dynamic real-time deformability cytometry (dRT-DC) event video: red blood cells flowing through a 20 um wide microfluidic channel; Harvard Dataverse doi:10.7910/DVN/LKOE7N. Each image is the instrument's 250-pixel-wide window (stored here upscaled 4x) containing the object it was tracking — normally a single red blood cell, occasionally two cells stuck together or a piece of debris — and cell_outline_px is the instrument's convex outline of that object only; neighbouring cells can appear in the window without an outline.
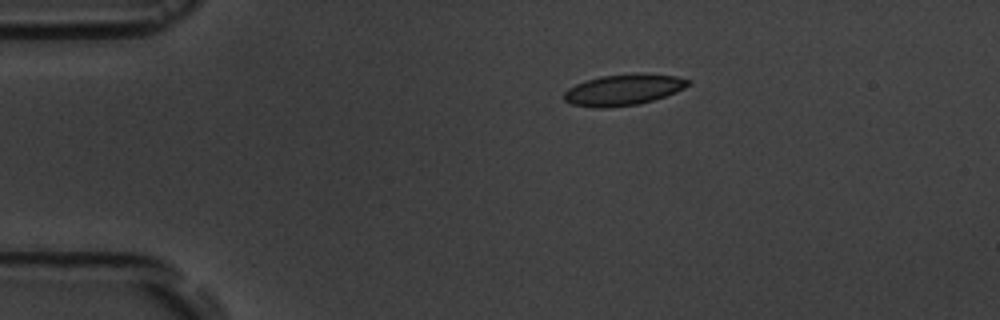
{"species": "common noctule bat (a hibernating species)", "species_latin": "Nyctalus noctula", "temperature_condition": "room temperature", "stored_images_in_passage": 14, "camera_frame_rate_fps": 3000, "um_per_image_px": 0.085, "animal": {"sex": "male", "body_mass_g": 19.5, "forearm_length_mm": 54.6}, "frame": {"image": 1, "passage_image": 1, "time_ms": 0.0, "image_size_px": [1000, 320], "cell_outline_px": [[692, 80], [684, 88], [676, 92], [652, 100], [636, 104], [604, 108], [592, 108], [572, 104], [564, 100], [564, 92], [568, 88], [576, 84], [600, 76], [636, 72], [640, 72], [676, 76]], "centroid_in_image_um": [52.99, 7.61], "position_along_channel_um": 32.0, "area_um2": 22.54}}
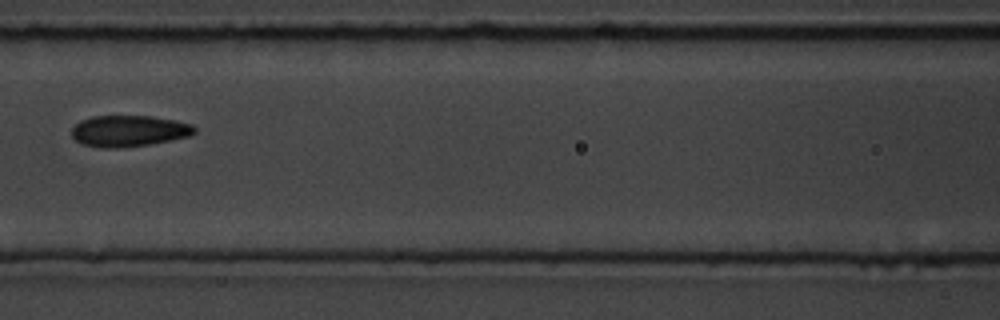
{"frame": {"image": 2, "passage_image": 5, "time_ms": 4.667, "image_size_px": [1000, 320], "cell_outline_px": [[196, 132], [188, 136], [148, 144], [116, 148], [100, 148], [84, 144], [76, 140], [72, 136], [72, 128], [80, 120], [92, 116], [152, 116], [176, 120], [192, 124], [196, 128]], "centroid_in_image_um": [10.94, 11.12], "position_along_channel_um": 155.7, "area_um2": 22.25}}
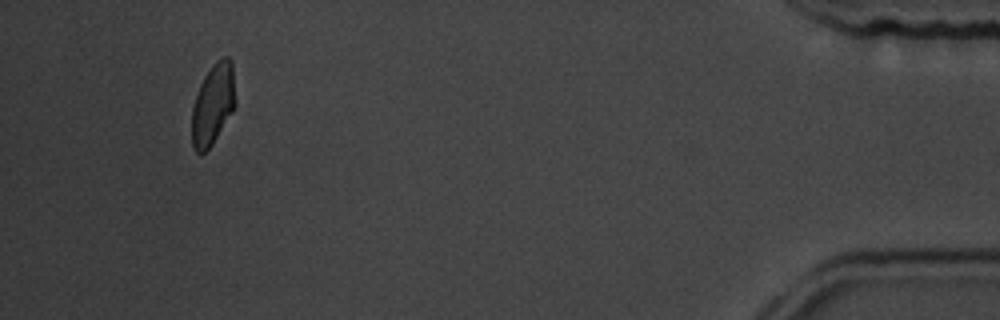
{"frame": {"image": 3, "passage_image": 13, "time_ms": 13.667, "image_size_px": [1000, 320], "cell_outline_px": [[236, 104], [232, 112], [212, 144], [204, 152], [196, 152], [192, 148], [192, 108], [200, 84], [204, 76], [212, 64], [216, 60], [224, 56], [228, 56], [232, 60], [236, 100]], "centroid_in_image_um": [18.12, 8.82], "position_along_channel_um": 417.1, "area_um2": 20.63}, "authors_computed_cell_mechanics": {"area_um2": 22.1952, "velocity_mm_per_s": 3.6903, "shape_relaxation_time_tau1_ms": 2.287, "shape_relaxation_time_tau2_ms": null, "deformation_change_tau1": 0.0966, "deformation_change_tau2": null}}